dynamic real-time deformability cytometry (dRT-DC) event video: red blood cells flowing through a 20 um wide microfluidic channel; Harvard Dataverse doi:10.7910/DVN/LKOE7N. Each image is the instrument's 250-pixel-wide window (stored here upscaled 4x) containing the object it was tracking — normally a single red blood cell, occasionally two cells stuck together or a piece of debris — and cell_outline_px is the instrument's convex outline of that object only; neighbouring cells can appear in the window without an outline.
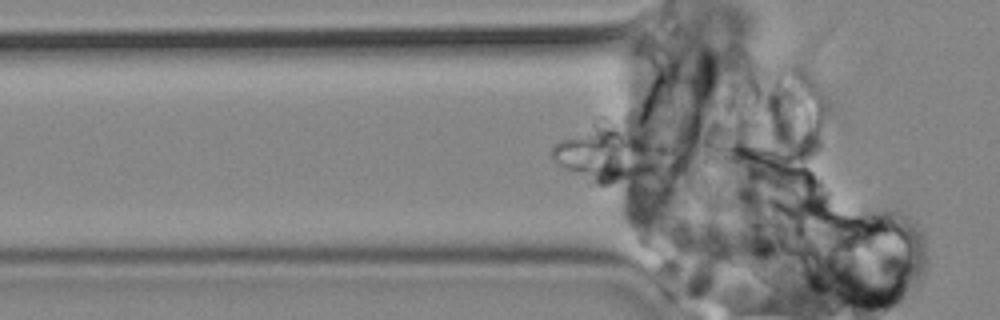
{"species": "common noctule bat (a hibernating species)", "species_latin": "Nyctalus noctula", "temperature_condition": "cold", "stored_images_in_passage": 53, "segment_of_instrument_passage": [1, 2], "camera_frame_rate_fps": 3000, "um_per_image_px": 0.085, "animal": {"sex": "male", "body_mass_g": 19.2, "forearm_length_mm": 51.8}, "frame": {"image": 1, "passage_image": 10, "time_ms": 3.0, "image_size_px": [1000, 320], "cell_outline_px": [[680, 168], [676, 172], [628, 180], [592, 180], [568, 172], [560, 168], [552, 160], [552, 144], [560, 140], [572, 136], [612, 132], [620, 132], [636, 136], [664, 148]], "centroid_in_image_um": [52.02, 13.34], "position_along_channel_um": 73.8, "area_um2": 33.58}}